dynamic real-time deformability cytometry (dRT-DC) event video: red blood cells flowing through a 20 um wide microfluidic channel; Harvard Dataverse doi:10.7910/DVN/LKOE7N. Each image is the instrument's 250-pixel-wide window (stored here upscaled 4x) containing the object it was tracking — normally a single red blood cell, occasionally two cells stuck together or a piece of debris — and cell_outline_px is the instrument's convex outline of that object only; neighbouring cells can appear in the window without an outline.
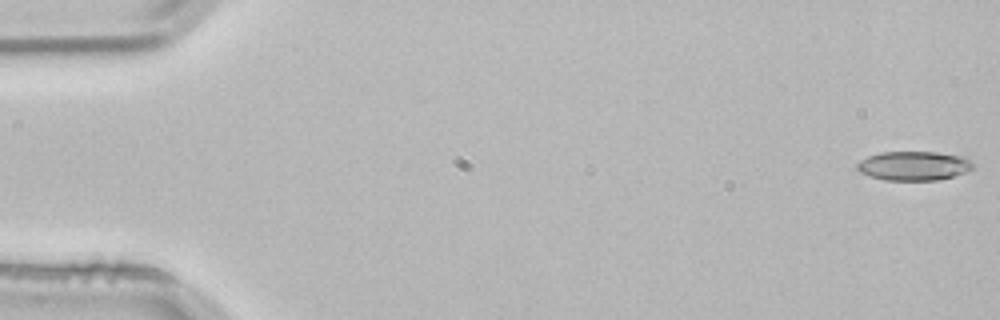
{"species": "common noctule bat (a hibernating species)", "species_latin": "Nyctalus noctula", "temperature_condition": "room temperature", "stored_images_in_passage": 53, "camera_frame_rate_fps": 3000, "um_per_image_px": 0.085, "animal": {"sex": "male", "body_mass_g": 21.5, "forearm_length_mm": 52.0}, "frame": {"image": 1, "passage_image": 1, "time_ms": 0.0, "image_size_px": [1000, 320], "cell_outline_px": [[976, 164], [968, 172], [940, 180], [884, 180], [868, 176], [860, 172], [856, 168], [856, 164], [860, 160], [868, 156], [880, 152], [936, 152], [964, 156]], "centroid_in_image_um": [77.69, 14.1], "position_along_channel_um": 7.3, "area_um2": 20.0}}
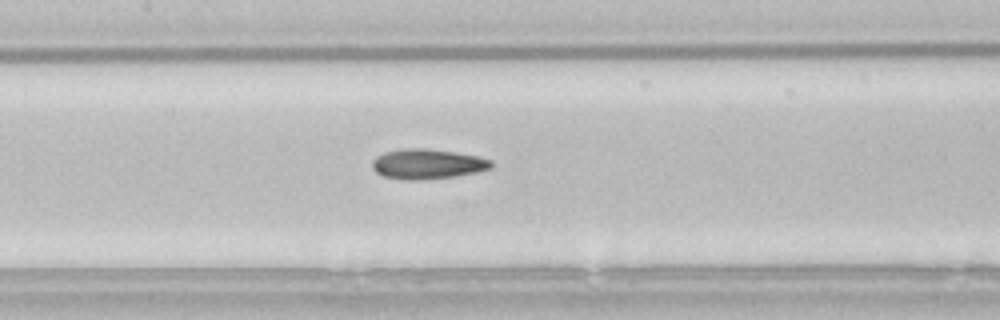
{"frame": {"image": 2, "passage_image": 25, "time_ms": 8.0, "image_size_px": [1000, 320], "cell_outline_px": [[492, 168], [476, 172], [456, 176], [424, 180], [404, 180], [384, 176], [376, 172], [372, 168], [372, 160], [376, 156], [384, 152], [404, 148], [424, 148], [456, 152], [476, 156], [492, 160]], "centroid_in_image_um": [36.31, 13.94], "position_along_channel_um": 171.1, "area_um2": 20.92}}
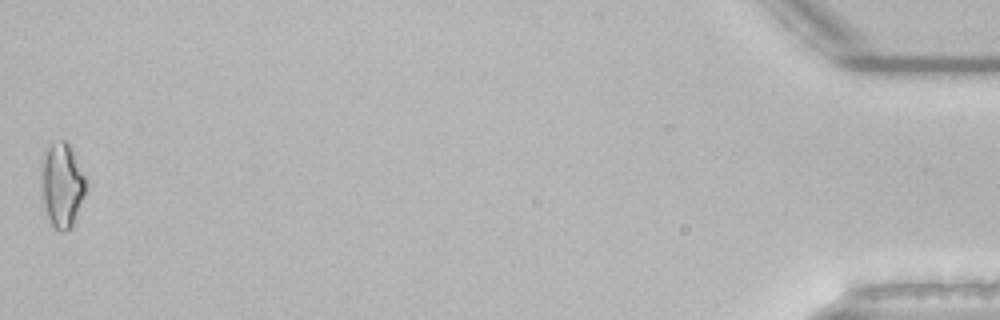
{"frame": {"image": 3, "passage_image": 53, "time_ms": 17.333, "image_size_px": [1000, 320], "cell_outline_px": [[84, 196], [72, 224], [64, 232], [60, 232], [48, 220], [40, 180], [44, 160], [48, 148], [52, 144], [60, 140], [64, 140], [68, 144], [84, 176]], "centroid_in_image_um": [5.25, 15.76], "position_along_channel_um": 430.0, "area_um2": 20.81}, "authors_computed_cell_mechanics": {"area_um2": 19.8254, "velocity_mm_per_s": 3.8396, "shape_relaxation_time_tau1_ms": null, "shape_relaxation_time_tau2_ms": 3.6701, "deformation_change_tau1": null, "deformation_change_tau2": 0.1098}}